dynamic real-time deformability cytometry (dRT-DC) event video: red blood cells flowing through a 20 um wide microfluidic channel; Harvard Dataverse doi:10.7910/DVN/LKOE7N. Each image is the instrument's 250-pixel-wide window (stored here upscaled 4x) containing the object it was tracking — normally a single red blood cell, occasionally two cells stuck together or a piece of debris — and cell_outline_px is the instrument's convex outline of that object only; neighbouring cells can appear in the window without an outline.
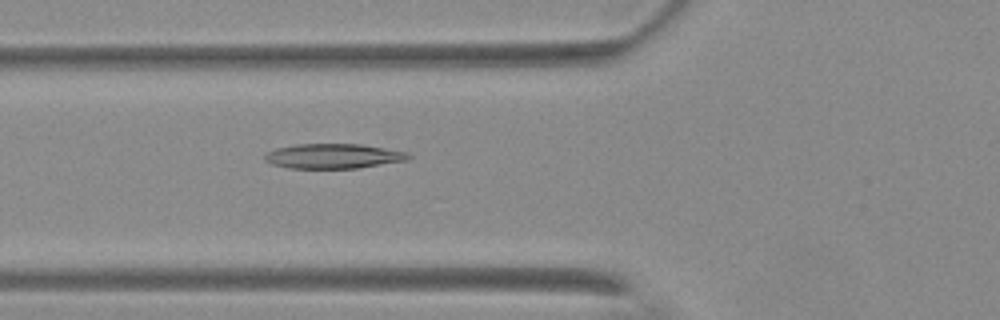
{"species": "Egyptian fruit bat (a non-hibernating species)", "species_latin": "Rousettus aegyptiacus", "temperature_condition": "warm", "stored_images_in_passage": 6, "camera_frame_rate_fps": 3000, "um_per_image_px": 0.085, "animal": {"sex": "female"}, "frame": {"image": 1, "passage_image": 6, "time_ms": 6.333, "image_size_px": [1000, 320], "cell_outline_px": [[412, 156], [408, 160], [356, 168], [288, 168], [272, 164], [264, 160], [264, 152], [276, 148], [296, 144], [360, 144], [408, 152]], "centroid_in_image_um": [28.3, 13.26], "position_along_channel_um": 97.5, "area_um2": 20.81}}